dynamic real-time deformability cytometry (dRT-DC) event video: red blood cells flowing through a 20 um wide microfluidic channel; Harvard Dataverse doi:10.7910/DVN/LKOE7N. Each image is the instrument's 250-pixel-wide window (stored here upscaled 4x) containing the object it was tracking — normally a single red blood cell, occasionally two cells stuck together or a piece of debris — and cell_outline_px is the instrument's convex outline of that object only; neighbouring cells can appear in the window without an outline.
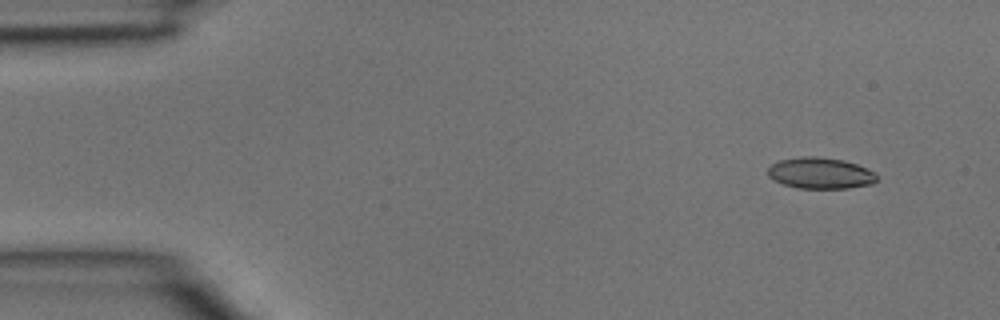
{"species": "common noctule bat (a hibernating species)", "species_latin": "Nyctalus noctula", "temperature_condition": "room temperature", "stored_images_in_passage": 3, "camera_frame_rate_fps": 3000, "um_per_image_px": 0.085, "animal": {"sex": "male", "body_mass_g": 15.6}, "frame": {"image": 1, "passage_image": 1, "time_ms": 0.0, "image_size_px": [1000, 320], "cell_outline_px": [[876, 180], [872, 184], [848, 188], [800, 188], [784, 184], [772, 180], [768, 176], [768, 168], [772, 164], [780, 160], [804, 156], [816, 156], [844, 160], [856, 164], [872, 172], [876, 176]], "centroid_in_image_um": [69.69, 14.72], "position_along_channel_um": 15.3, "area_um2": 19.59}}